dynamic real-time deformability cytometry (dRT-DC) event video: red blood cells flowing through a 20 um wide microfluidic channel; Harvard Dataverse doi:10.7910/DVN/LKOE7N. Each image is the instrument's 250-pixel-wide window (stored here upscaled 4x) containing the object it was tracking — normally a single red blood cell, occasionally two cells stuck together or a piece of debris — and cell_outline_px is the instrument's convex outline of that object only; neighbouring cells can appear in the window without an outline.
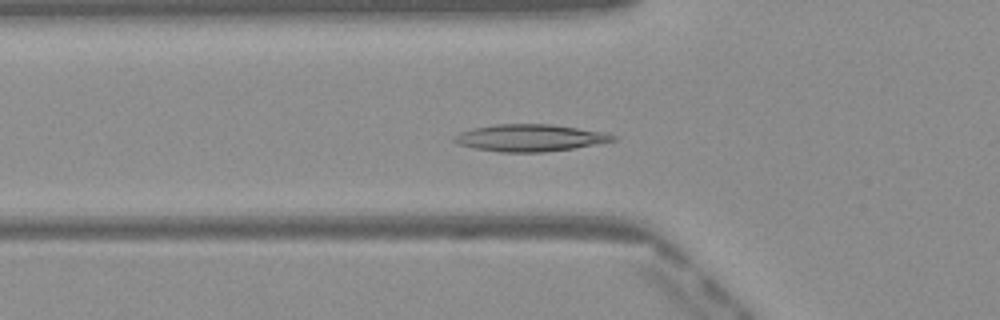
{"species": "Egyptian fruit bat (a non-hibernating species)", "species_latin": "Rousettus aegyptiacus", "temperature_condition": "warm", "stored_images_in_passage": 44, "camera_frame_rate_fps": 3000, "um_per_image_px": 0.085, "frame": {"image": 1, "passage_image": 11, "time_ms": 3.333, "image_size_px": [1000, 320], "cell_outline_px": [[616, 140], [572, 148], [544, 152], [500, 152], [472, 148], [460, 144], [452, 140], [452, 136], [460, 132], [472, 128], [496, 124], [548, 124], [604, 132], [616, 136]], "centroid_in_image_um": [44.98, 11.72], "position_along_channel_um": 80.8, "area_um2": 24.8}}
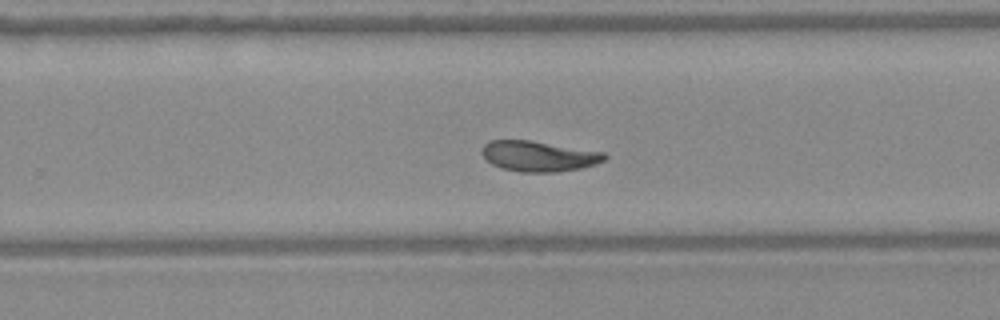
{"frame": {"image": 2, "passage_image": 26, "time_ms": 8.333, "image_size_px": [1000, 320], "cell_outline_px": [[608, 156], [604, 160], [596, 164], [580, 168], [556, 172], [520, 172], [500, 168], [492, 164], [480, 152], [480, 148], [488, 140], [528, 140], [604, 152]], "centroid_in_image_um": [45.75, 13.27], "position_along_channel_um": 284.0, "area_um2": 21.79}}
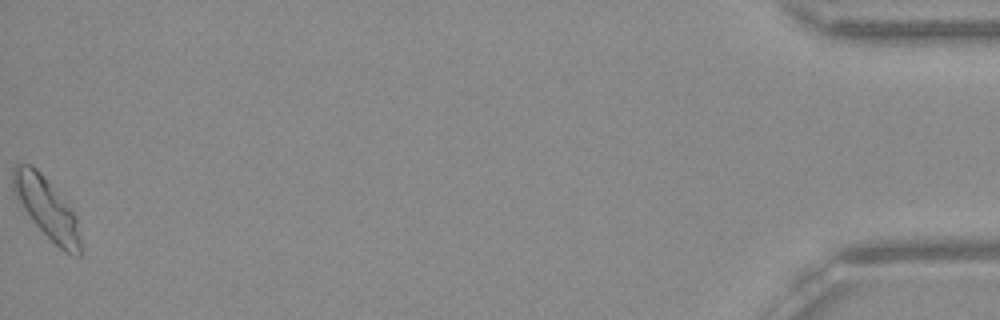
{"frame": {"image": 3, "passage_image": 44, "time_ms": 14.333, "image_size_px": [1000, 320], "cell_outline_px": [[84, 252], [80, 256], [76, 256], [64, 252], [32, 220], [12, 192], [12, 168], [16, 164], [28, 164], [36, 168], [40, 172], [76, 216], [84, 248]], "centroid_in_image_um": [3.99, 17.73], "position_along_channel_um": 431.2, "area_um2": 23.7}, "authors_computed_cell_mechanics": {"area_um2": 22.0507, "velocity_mm_per_s": 4.0581, "shape_relaxation_time_tau1_ms": null, "shape_relaxation_time_tau2_ms": 5.3955, "deformation_change_tau1": null, "deformation_change_tau2": 0.1029}}